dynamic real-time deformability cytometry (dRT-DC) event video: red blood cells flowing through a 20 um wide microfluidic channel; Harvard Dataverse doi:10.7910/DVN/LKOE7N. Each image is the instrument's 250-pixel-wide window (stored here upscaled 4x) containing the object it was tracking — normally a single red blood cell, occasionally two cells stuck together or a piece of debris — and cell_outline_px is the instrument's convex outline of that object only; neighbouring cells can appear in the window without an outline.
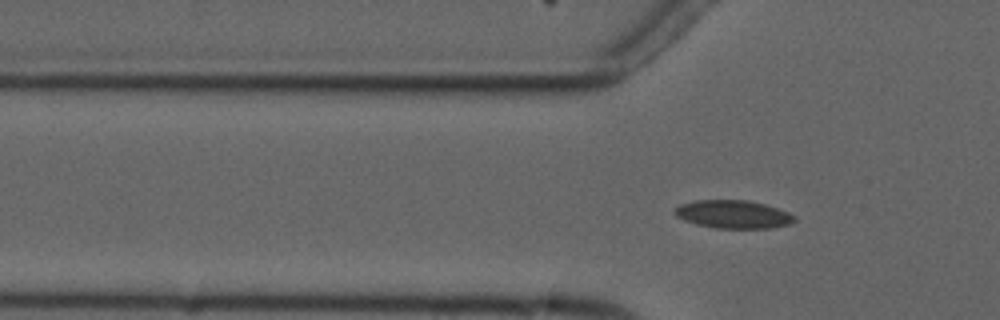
{"species": "common noctule bat (a hibernating species)", "species_latin": "Nyctalus noctula", "temperature_condition": "cold", "stored_images_in_passage": 4, "segment_of_instrument_passage": [2, 2], "camera_frame_rate_fps": 3000, "um_per_image_px": 0.085, "animal": {"sex": "male", "forearm_length_mm": 52.5}, "frame": {"image": 1, "passage_image": 4, "time_ms": 3.667, "image_size_px": [1000, 320], "cell_outline_px": [[796, 220], [788, 224], [772, 228], [716, 228], [696, 224], [684, 220], [676, 216], [672, 212], [680, 204], [696, 200], [748, 200], [764, 204], [788, 212], [796, 216]], "centroid_in_image_um": [62.31, 18.21], "position_along_channel_um": 63.5, "area_um2": 19.59}}